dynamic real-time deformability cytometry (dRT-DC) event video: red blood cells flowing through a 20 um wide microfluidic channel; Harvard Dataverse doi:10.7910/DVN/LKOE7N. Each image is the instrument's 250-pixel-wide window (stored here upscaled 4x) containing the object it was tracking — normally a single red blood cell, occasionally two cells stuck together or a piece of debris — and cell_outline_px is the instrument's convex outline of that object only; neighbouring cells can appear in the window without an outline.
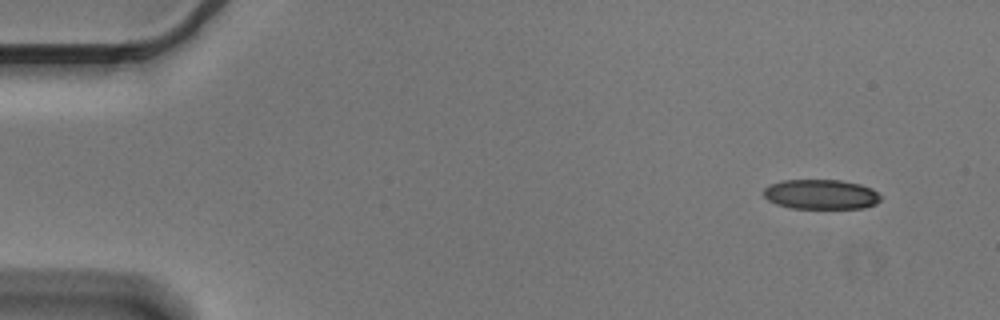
{"species": "Egyptian fruit bat (a non-hibernating species)", "species_latin": "Rousettus aegyptiacus", "temperature_condition": "cold", "stored_images_in_passage": 4, "camera_frame_rate_fps": 3000, "um_per_image_px": 0.085, "animal": {"sex": "male"}, "frame": {"image": 1, "passage_image": 1, "time_ms": 0.0, "image_size_px": [1000, 320], "cell_outline_px": [[880, 200], [876, 204], [864, 208], [792, 208], [776, 204], [768, 200], [764, 196], [764, 188], [768, 184], [784, 180], [840, 180], [860, 184], [872, 188], [880, 196]], "centroid_in_image_um": [69.77, 16.52], "position_along_channel_um": 15.2, "area_um2": 20.35}}
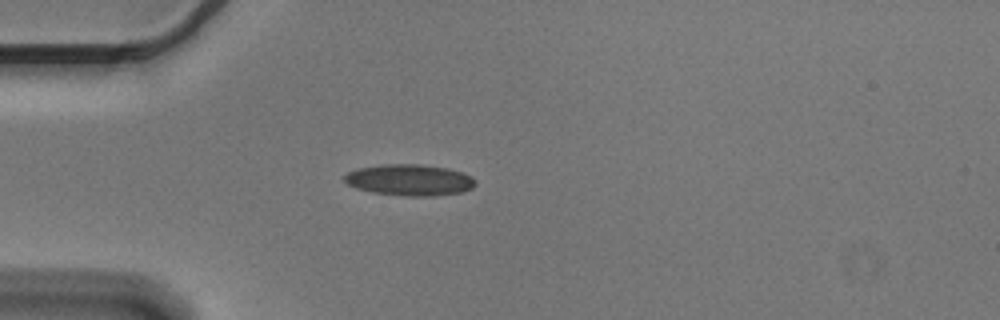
{"frame": {"image": 2, "passage_image": 4, "time_ms": 1.0, "image_size_px": [1000, 320], "cell_outline_px": [[476, 184], [472, 188], [460, 192], [436, 196], [404, 196], [372, 192], [356, 188], [348, 184], [344, 180], [344, 176], [348, 172], [356, 168], [384, 164], [420, 164], [448, 168], [472, 176], [476, 180]], "centroid_in_image_um": [34.81, 15.3], "position_along_channel_um": 50.2, "area_um2": 23.99}}